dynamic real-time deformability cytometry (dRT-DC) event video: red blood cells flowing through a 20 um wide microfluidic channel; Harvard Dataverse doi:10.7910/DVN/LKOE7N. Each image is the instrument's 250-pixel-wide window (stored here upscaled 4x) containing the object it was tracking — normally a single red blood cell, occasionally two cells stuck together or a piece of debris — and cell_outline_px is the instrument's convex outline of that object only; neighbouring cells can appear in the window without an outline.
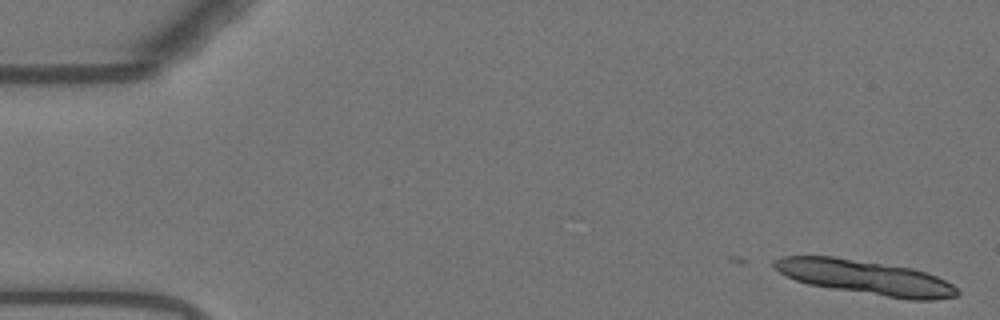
{"species": "Egyptian fruit bat (a non-hibernating species)", "species_latin": "Rousettus aegyptiacus", "temperature_condition": "warm", "stored_images_in_passage": 12, "camera_frame_rate_fps": 3000, "um_per_image_px": 0.085, "animal": {"sex": "female"}, "frame": {"image": 1, "passage_image": 1, "time_ms": 0.0, "image_size_px": [1000, 320], "cell_outline_px": [[960, 292], [956, 296], [932, 300], [908, 300], [808, 284], [796, 280], [772, 268], [772, 260], [784, 256], [832, 256], [912, 268], [936, 276], [952, 284]], "centroid_in_image_um": [73.55, 23.57], "position_along_channel_um": 11.5, "area_um2": 36.36}}